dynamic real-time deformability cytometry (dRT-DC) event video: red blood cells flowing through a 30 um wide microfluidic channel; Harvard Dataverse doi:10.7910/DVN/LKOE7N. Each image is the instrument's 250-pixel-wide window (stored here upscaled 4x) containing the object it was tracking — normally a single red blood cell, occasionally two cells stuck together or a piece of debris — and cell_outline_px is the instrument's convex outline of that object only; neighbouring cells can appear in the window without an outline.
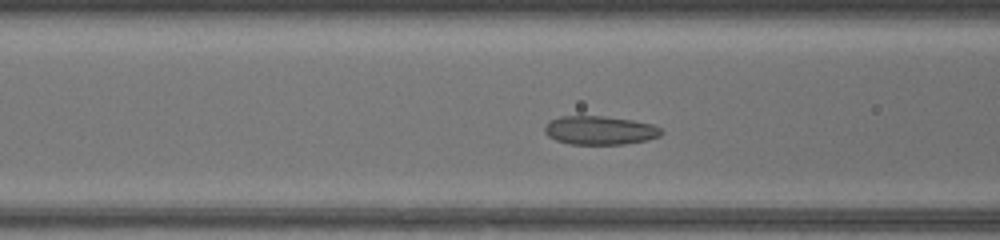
{"species": "common noctule bat (a hibernating species)", "species_latin": "Nyctalus noctula", "temperature_condition": "warm", "stored_images_in_passage": 42, "camera_frame_rate_fps": 3000, "um_per_image_px": 0.085, "animal": {"sex": "female", "body_mass_g": 17.0, "forearm_length_mm": 48.0}, "frame": {"image": 1, "passage_image": 14, "time_ms": 4.333, "image_size_px": [1000, 240], "cell_outline_px": [[664, 132], [660, 136], [648, 140], [624, 144], [568, 144], [556, 140], [548, 136], [544, 132], [544, 128], [552, 120], [560, 116], [604, 116], [632, 120], [652, 124], [660, 128]], "centroid_in_image_um": [51.01, 11.08], "position_along_channel_um": 115.6, "area_um2": 19.48}}
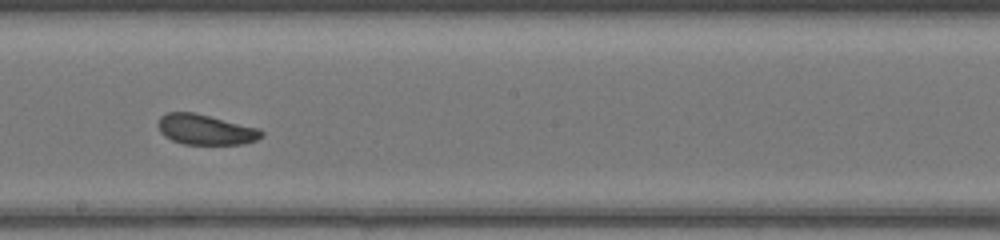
{"frame": {"image": 2, "passage_image": 22, "time_ms": 7.0, "image_size_px": [1000, 240], "cell_outline_px": [[264, 136], [256, 140], [240, 144], [184, 144], [172, 140], [164, 136], [160, 132], [156, 124], [160, 116], [168, 112], [192, 112], [260, 128], [264, 132]], "centroid_in_image_um": [17.45, 11.01], "position_along_channel_um": 230.7, "area_um2": 18.32}}
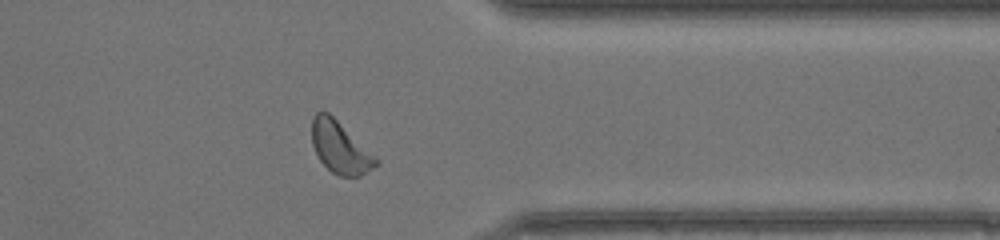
{"frame": {"image": 3, "passage_image": 33, "time_ms": 10.667, "image_size_px": [1000, 240], "cell_outline_px": [[380, 164], [360, 176], [340, 176], [332, 172], [320, 160], [312, 144], [312, 116], [316, 112], [328, 112], [376, 156], [380, 160]], "centroid_in_image_um": [28.93, 12.54], "position_along_channel_um": 382.5, "area_um2": 19.19}, "authors_computed_cell_mechanics": {"area_um2": 19.4497, "velocity_mm_per_s": 4.3224, "shape_relaxation_time_tau1_ms": null, "shape_relaxation_time_tau2_ms": 6.2355, "deformation_change_tau1": null, "deformation_change_tau2": 0.1361}}